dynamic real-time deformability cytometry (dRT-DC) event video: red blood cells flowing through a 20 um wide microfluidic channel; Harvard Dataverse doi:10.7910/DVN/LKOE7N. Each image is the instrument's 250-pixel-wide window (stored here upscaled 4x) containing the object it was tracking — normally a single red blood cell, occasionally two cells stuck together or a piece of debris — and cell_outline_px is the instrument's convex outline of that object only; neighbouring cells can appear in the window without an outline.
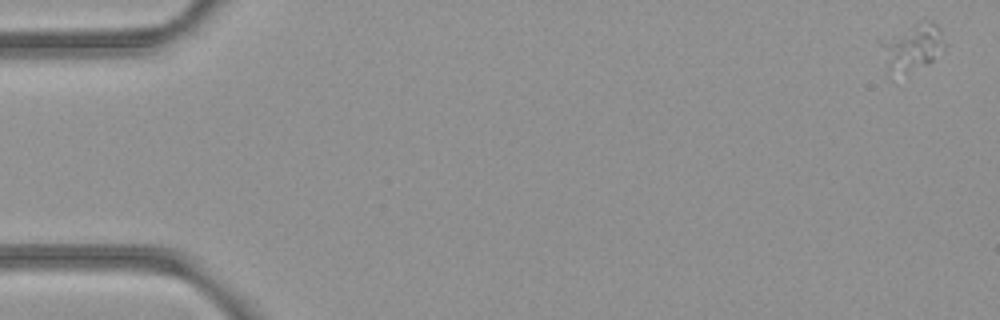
{"species": "common noctule bat (a hibernating species)", "species_latin": "Nyctalus noctula", "temperature_condition": "room temperature", "stored_images_in_passage": 8, "camera_frame_rate_fps": 3000, "um_per_image_px": 0.085, "animal": {"sex": "female", "body_mass_g": 21.9}, "frame": {"image": 1, "passage_image": 1, "time_ms": 0.0, "image_size_px": [1000, 320], "cell_outline_px": [[948, 44], [928, 64], [904, 68], [888, 68], [880, 44], [932, 24], [940, 32]], "centroid_in_image_um": [77.68, 4.09], "position_along_channel_um": 7.3, "area_um2": 13.76}}
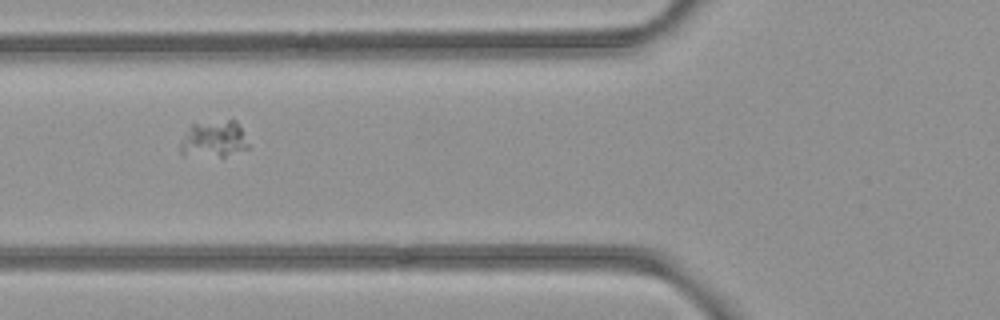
{"frame": {"image": 2, "passage_image": 6, "time_ms": 1.667, "image_size_px": [1000, 320], "cell_outline_px": [[248, 148], [224, 156], [184, 156], [180, 152], [180, 144], [184, 136], [192, 124], [228, 120], [236, 120], [248, 144]], "centroid_in_image_um": [18.14, 11.84], "position_along_channel_um": 107.7, "area_um2": 14.22}}
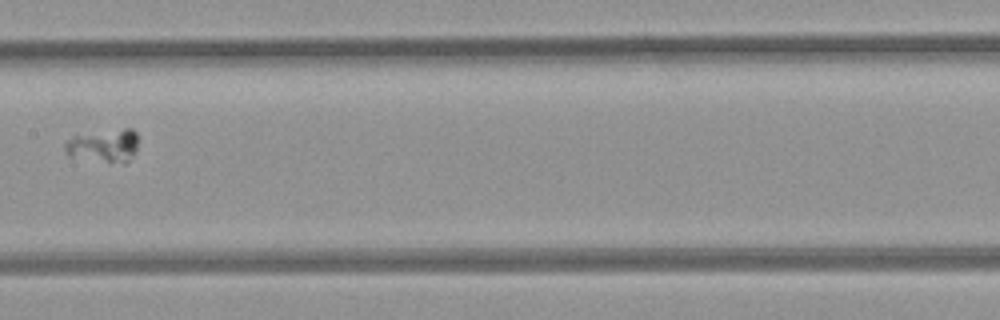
{"frame": {"image": 3, "passage_image": 8, "time_ms": 2.333, "image_size_px": [1000, 320], "cell_outline_px": [[136, 148], [128, 160], [124, 164], [68, 156], [64, 148], [64, 144], [72, 136], [124, 128], [132, 128], [136, 132]], "centroid_in_image_um": [8.8, 12.38], "position_along_channel_um": 198.6, "area_um2": 13.87}}